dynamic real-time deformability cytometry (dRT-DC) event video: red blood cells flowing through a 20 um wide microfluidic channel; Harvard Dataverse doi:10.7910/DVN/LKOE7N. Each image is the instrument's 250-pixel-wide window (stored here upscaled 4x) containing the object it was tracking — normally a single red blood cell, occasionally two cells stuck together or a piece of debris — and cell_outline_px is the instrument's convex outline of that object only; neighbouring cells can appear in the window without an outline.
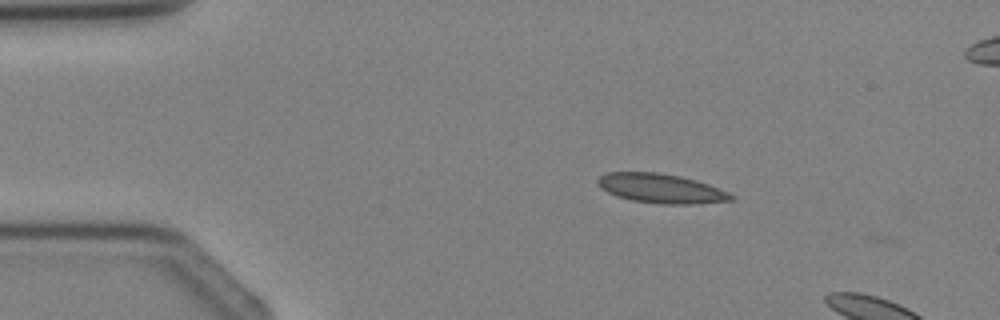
{"species": "Egyptian fruit bat (a non-hibernating species)", "species_latin": "Rousettus aegyptiacus", "temperature_condition": "cold", "stored_images_in_passage": 2, "camera_frame_rate_fps": 3000, "um_per_image_px": 0.085, "animal": {"sex": "female"}, "frame": {"image": 1, "passage_image": 1, "time_ms": 0.0, "image_size_px": [1000, 320], "cell_outline_px": [[736, 200], [692, 204], [660, 204], [632, 200], [616, 196], [600, 188], [596, 180], [600, 176], [608, 172], [656, 172], [680, 176], [696, 180], [708, 184], [728, 192], [736, 196]], "centroid_in_image_um": [56.2, 16.02], "position_along_channel_um": 28.8, "area_um2": 22.89}}